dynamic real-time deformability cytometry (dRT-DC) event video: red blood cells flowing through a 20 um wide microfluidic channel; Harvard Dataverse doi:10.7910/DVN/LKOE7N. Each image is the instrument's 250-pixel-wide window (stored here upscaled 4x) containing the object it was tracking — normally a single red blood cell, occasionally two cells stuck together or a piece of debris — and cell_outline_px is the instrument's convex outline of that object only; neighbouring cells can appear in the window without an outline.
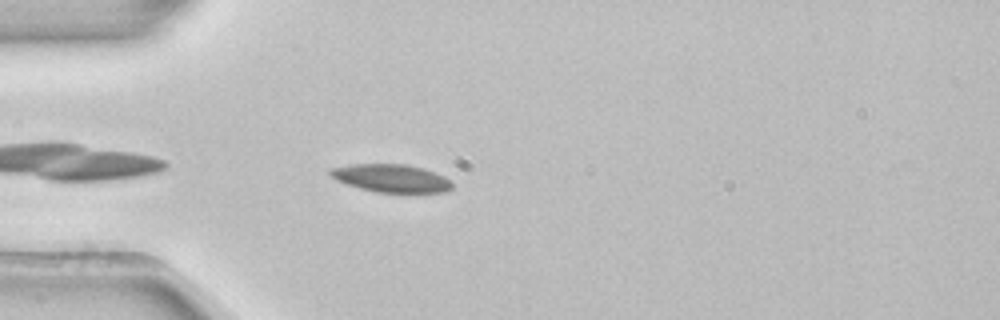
{"species": "common noctule bat (a hibernating species)", "species_latin": "Nyctalus noctula", "temperature_condition": "room temperature", "stored_images_in_passage": 41, "camera_frame_rate_fps": 3000, "um_per_image_px": 0.085, "animal": {"sex": "female", "body_mass_g": 22.7, "forearm_length_mm": 54.2}, "frame": {"image": 1, "passage_image": 3, "time_ms": 0.667, "image_size_px": [1000, 320], "cell_outline_px": [[452, 188], [444, 192], [376, 192], [360, 188], [336, 180], [328, 172], [328, 168], [352, 164], [404, 164], [424, 168], [444, 176], [452, 180]], "centroid_in_image_um": [33.26, 15.14], "position_along_channel_um": 51.7, "area_um2": 19.83}}
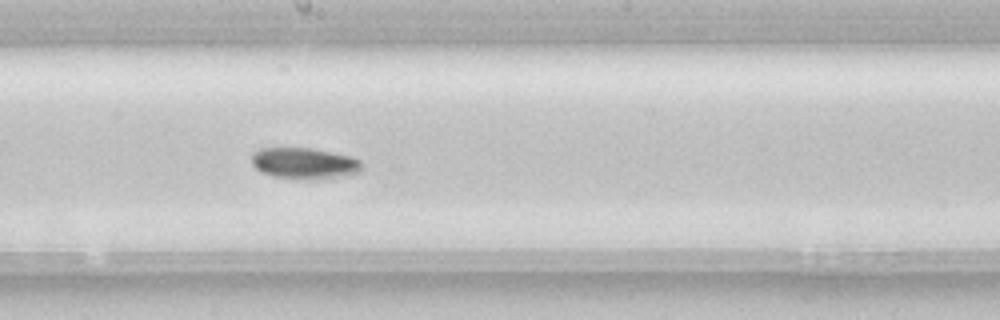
{"frame": {"image": 2, "passage_image": 17, "time_ms": 5.333, "image_size_px": [1000, 320], "cell_outline_px": [[360, 172], [320, 180], [304, 180], [272, 176], [260, 172], [252, 164], [252, 152], [260, 148], [312, 148], [348, 156], [360, 160]], "centroid_in_image_um": [25.81, 13.9], "position_along_channel_um": 222.4, "area_um2": 20.11}}
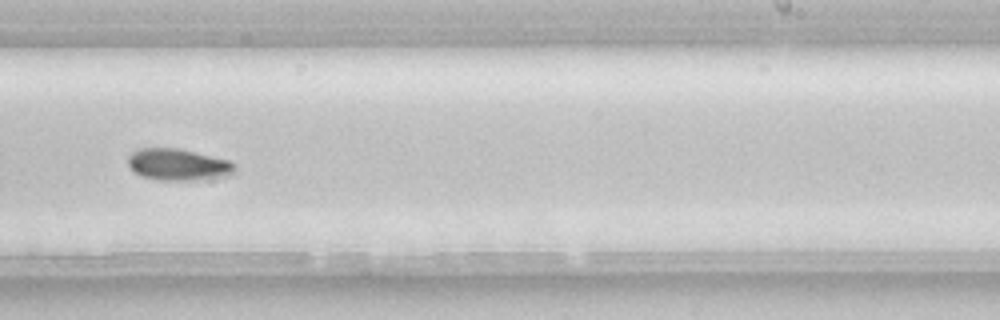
{"frame": {"image": 3, "passage_image": 21, "time_ms": 6.667, "image_size_px": [1000, 320], "cell_outline_px": [[236, 168], [228, 176], [192, 180], [160, 180], [144, 176], [136, 172], [128, 164], [128, 156], [132, 152], [140, 148], [176, 148], [228, 160], [236, 164]], "centroid_in_image_um": [15.14, 13.99], "position_along_channel_um": 273.9, "area_um2": 19.36}, "authors_computed_cell_mechanics": {"area_um2": 19.363, "velocity_mm_per_s": 3.8943, "shape_relaxation_time_tau1_ms": 4.6793, "shape_relaxation_time_tau2_ms": null, "deformation_change_tau1": 0.0873, "deformation_change_tau2": null}}